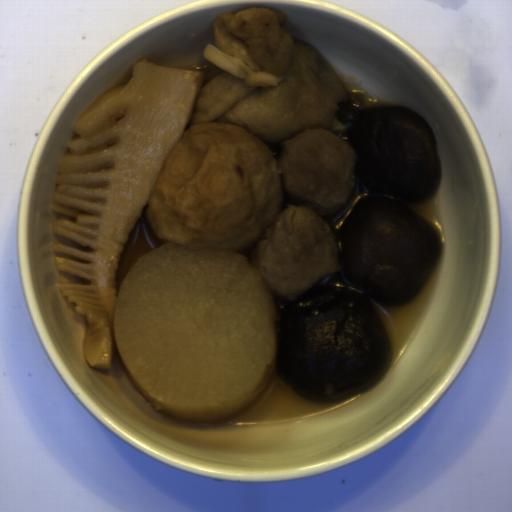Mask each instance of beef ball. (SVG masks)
I'll use <instances>...</instances> for the list:
<instances>
[{
  "label": "beef ball",
  "mask_w": 512,
  "mask_h": 512,
  "mask_svg": "<svg viewBox=\"0 0 512 512\" xmlns=\"http://www.w3.org/2000/svg\"><path fill=\"white\" fill-rule=\"evenodd\" d=\"M283 201L279 164L268 143L233 124L206 121L185 128L146 209L162 243L239 252L261 240Z\"/></svg>",
  "instance_id": "beef-ball-2"
},
{
  "label": "beef ball",
  "mask_w": 512,
  "mask_h": 512,
  "mask_svg": "<svg viewBox=\"0 0 512 512\" xmlns=\"http://www.w3.org/2000/svg\"><path fill=\"white\" fill-rule=\"evenodd\" d=\"M354 191L330 225L341 269L294 300L273 296L277 371L294 392L330 401L372 386L393 345L374 303L417 297L440 251L434 227L407 203L428 199L442 168L436 134L408 106L364 109L348 130ZM374 300V301H373Z\"/></svg>",
  "instance_id": "beef-ball-1"
}]
</instances>
